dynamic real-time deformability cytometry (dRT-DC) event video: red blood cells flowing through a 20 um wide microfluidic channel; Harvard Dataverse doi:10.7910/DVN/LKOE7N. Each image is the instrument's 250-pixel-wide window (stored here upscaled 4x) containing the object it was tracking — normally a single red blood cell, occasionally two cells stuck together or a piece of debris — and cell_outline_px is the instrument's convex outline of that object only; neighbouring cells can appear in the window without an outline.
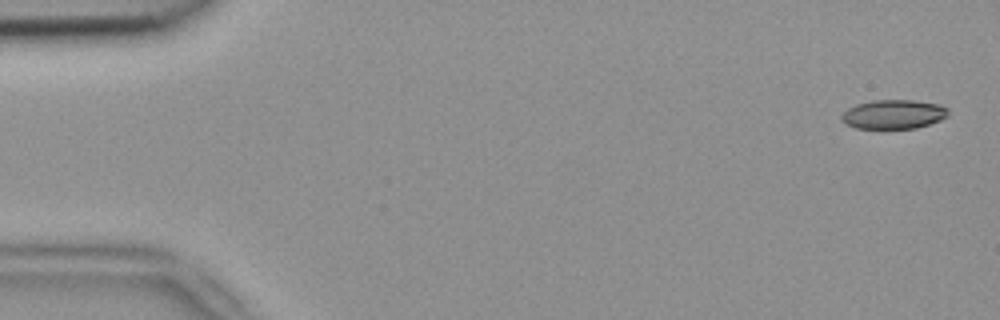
{"species": "common noctule bat (a hibernating species)", "species_latin": "Nyctalus noctula", "temperature_condition": "room temperature", "stored_images_in_passage": 5, "camera_frame_rate_fps": 3000, "um_per_image_px": 0.085, "animal": {"sex": "female", "body_mass_g": 18.4}, "frame": {"image": 1, "passage_image": 1, "time_ms": 0.0, "image_size_px": [1000, 320], "cell_outline_px": [[948, 116], [940, 120], [916, 128], [856, 128], [844, 124], [840, 120], [840, 116], [848, 108], [856, 104], [872, 100], [912, 100], [940, 104], [948, 108]], "centroid_in_image_um": [75.93, 9.71], "position_along_channel_um": 9.1, "area_um2": 18.21}}
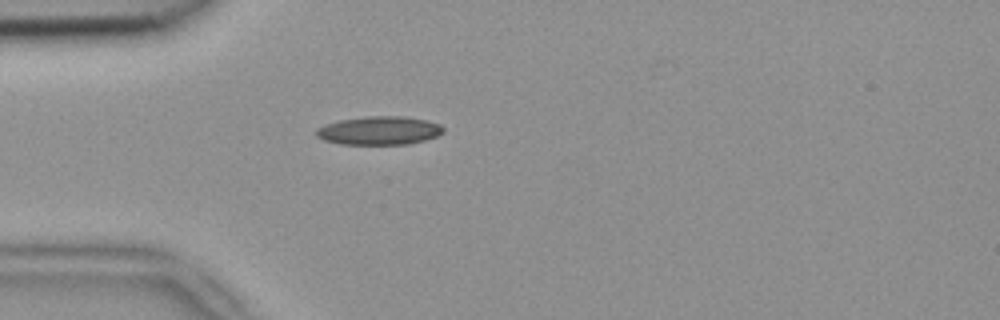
{"frame": {"image": 2, "passage_image": 5, "time_ms": 1.333, "image_size_px": [1000, 320], "cell_outline_px": [[444, 132], [436, 136], [424, 140], [408, 144], [340, 144], [324, 140], [316, 136], [316, 128], [324, 124], [340, 120], [368, 116], [404, 116], [424, 120], [440, 124], [444, 128]], "centroid_in_image_um": [32.21, 11.1], "position_along_channel_um": 52.8, "area_um2": 21.04}}